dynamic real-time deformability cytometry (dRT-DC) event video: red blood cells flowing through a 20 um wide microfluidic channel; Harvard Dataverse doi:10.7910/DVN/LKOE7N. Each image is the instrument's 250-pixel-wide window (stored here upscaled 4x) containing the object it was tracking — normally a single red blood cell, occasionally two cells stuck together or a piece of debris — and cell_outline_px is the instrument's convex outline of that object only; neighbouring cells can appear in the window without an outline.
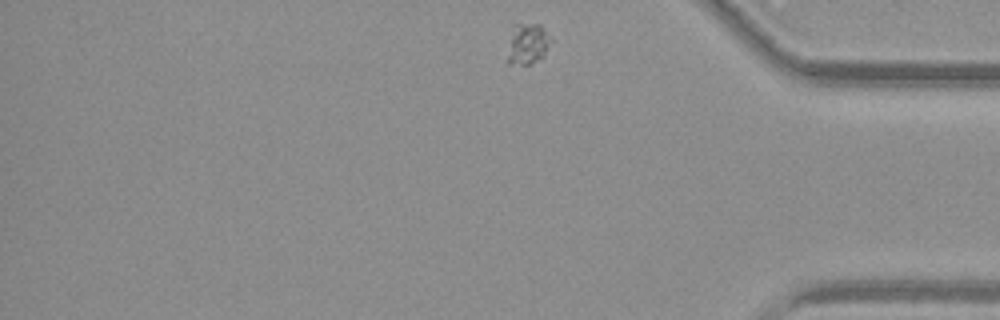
{"species": "common noctule bat (a hibernating species)", "species_latin": "Nyctalus noctula", "temperature_condition": "warm", "stored_images_in_passage": 35, "camera_frame_rate_fps": 3000, "um_per_image_px": 0.085, "animal": {"sex": "female", "body_mass_g": 29.2, "forearm_length_mm": 56.3}, "frame": {"image": 1, "passage_image": 35, "time_ms": 11.333, "image_size_px": [1000, 320], "cell_outline_px": [[552, 40], [544, 56], [528, 64], [508, 64], [508, 56], [512, 36], [516, 24], [540, 24], [552, 36]], "centroid_in_image_um": [44.92, 3.72], "position_along_channel_um": 390.3, "area_um2": 10.0}}